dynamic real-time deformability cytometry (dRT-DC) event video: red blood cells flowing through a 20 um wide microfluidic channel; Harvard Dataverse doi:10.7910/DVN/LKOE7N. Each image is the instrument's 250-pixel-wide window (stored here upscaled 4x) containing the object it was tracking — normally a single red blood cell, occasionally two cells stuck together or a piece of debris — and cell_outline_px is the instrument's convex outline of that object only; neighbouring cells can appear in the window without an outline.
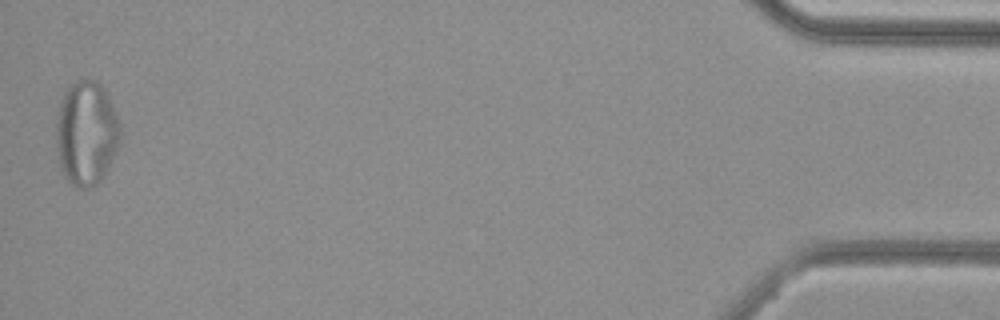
{"species": "common noctule bat (a hibernating species)", "species_latin": "Nyctalus noctula", "temperature_condition": "cold", "stored_images_in_passage": 36, "segment_of_instrument_passage": [2, 2], "camera_frame_rate_fps": 3000, "um_per_image_px": 0.085, "animal": {"sex": "female", "body_mass_g": 29.2, "forearm_length_mm": 56.3}, "frame": {"image": 1, "passage_image": 36, "time_ms": 11.667, "image_size_px": [1000, 320], "cell_outline_px": [[120, 140], [100, 180], [96, 184], [88, 188], [80, 188], [72, 184], [64, 176], [60, 164], [56, 148], [56, 120], [60, 104], [64, 92], [76, 80], [96, 80], [104, 88], [112, 104], [120, 124]], "centroid_in_image_um": [7.32, 11.29], "position_along_channel_um": 427.9, "area_um2": 38.49}}